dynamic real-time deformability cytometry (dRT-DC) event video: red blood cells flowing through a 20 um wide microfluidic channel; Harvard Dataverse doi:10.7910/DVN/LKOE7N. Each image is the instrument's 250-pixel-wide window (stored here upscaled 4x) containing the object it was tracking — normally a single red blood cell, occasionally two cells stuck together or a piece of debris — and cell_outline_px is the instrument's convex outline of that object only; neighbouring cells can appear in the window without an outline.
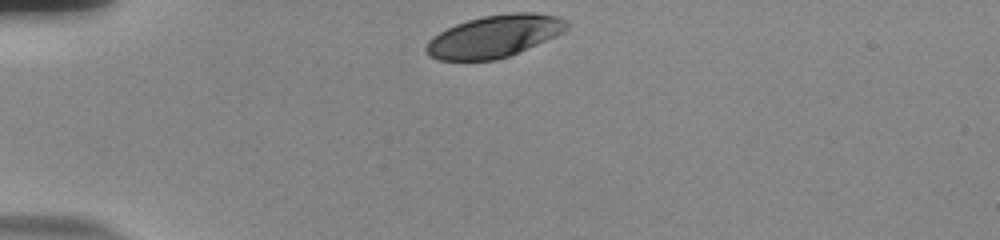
{"species": "human", "species_latin": "Homo sapiens", "temperature_condition": "room temperature", "stored_images_in_passage": 33, "camera_frame_rate_fps": 3000, "um_per_image_px": 0.085, "donor": {"sex": "male"}, "frame": {"image": 1, "passage_image": 1, "time_ms": 0.0, "image_size_px": [1000, 240], "cell_outline_px": [[568, 28], [536, 44], [508, 56], [496, 60], [436, 60], [428, 56], [424, 48], [428, 40], [432, 36], [456, 24], [468, 20], [484, 16], [512, 12], [532, 12], [560, 16], [568, 20]], "centroid_in_image_um": [41.97, 3.07], "position_along_channel_um": 43.0, "area_um2": 34.33}}
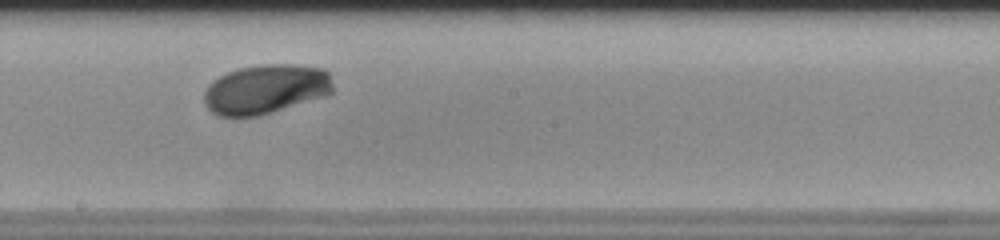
{"frame": {"image": 2, "passage_image": 19, "time_ms": 6.0, "image_size_px": [1000, 240], "cell_outline_px": [[332, 92], [324, 96], [256, 116], [216, 116], [204, 104], [204, 92], [208, 84], [212, 80], [228, 72], [240, 68], [264, 64], [296, 64], [324, 68], [328, 72], [332, 84]], "centroid_in_image_um": [22.56, 7.56], "position_along_channel_um": 225.6, "area_um2": 36.93}}
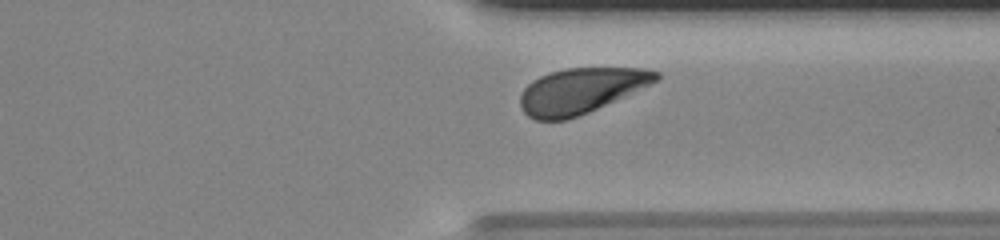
{"frame": {"image": 3, "passage_image": 30, "time_ms": 9.667, "image_size_px": [1000, 240], "cell_outline_px": [[660, 80], [652, 84], [588, 112], [568, 120], [536, 120], [528, 116], [520, 108], [520, 96], [524, 88], [532, 80], [540, 76], [564, 68], [640, 68], [660, 72]], "centroid_in_image_um": [49.37, 7.71], "position_along_channel_um": 362.0, "area_um2": 35.89}, "authors_computed_cell_mechanics": {"area_um2": 36.9342, "velocity_mm_per_s": 3.7053, "shape_relaxation_time_tau1_ms": 2.1876, "shape_relaxation_time_tau2_ms": null, "deformation_change_tau1": 0.1229, "deformation_change_tau2": null}}